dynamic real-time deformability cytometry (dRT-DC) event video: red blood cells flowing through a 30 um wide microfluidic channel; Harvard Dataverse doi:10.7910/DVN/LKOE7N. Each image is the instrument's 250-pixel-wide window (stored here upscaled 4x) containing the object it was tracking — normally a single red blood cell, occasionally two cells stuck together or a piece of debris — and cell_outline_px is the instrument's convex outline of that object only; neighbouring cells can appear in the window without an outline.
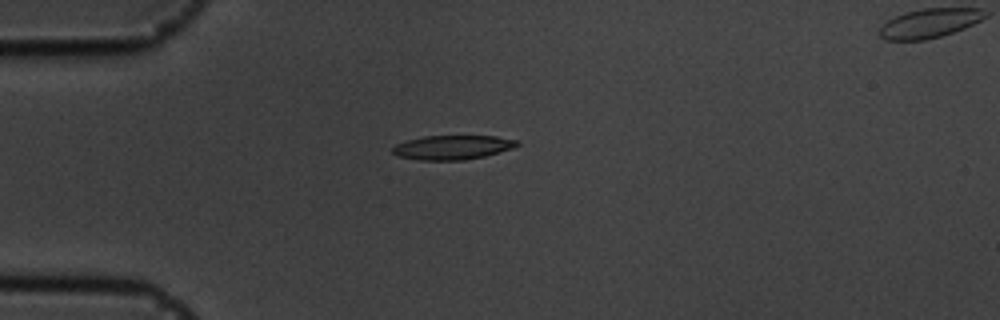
{"species": "common noctule bat (a hibernating species)", "species_latin": "Nyctalus noctula", "temperature_condition": "cold", "stored_images_in_passage": 43, "camera_frame_rate_fps": 3000, "um_per_image_px": 0.085, "animal": {"sex": "male", "body_mass_g": 19.5, "forearm_length_mm": 54.6}, "frame": {"image": 1, "passage_image": 1, "time_ms": 0.0, "image_size_px": [1000, 320], "cell_outline_px": [[520, 144], [512, 148], [484, 156], [464, 160], [420, 160], [400, 156], [392, 152], [392, 148], [396, 144], [408, 140], [424, 136], [496, 136], [520, 140]], "centroid_in_image_um": [38.49, 12.52], "position_along_channel_um": 46.5, "area_um2": 17.46}}
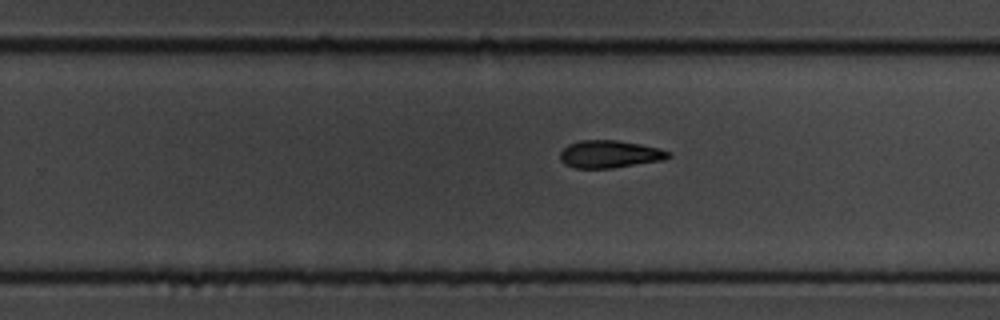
{"frame": {"image": 2, "passage_image": 22, "time_ms": 7.0, "image_size_px": [1000, 320], "cell_outline_px": [[672, 156], [664, 160], [612, 168], [576, 168], [564, 164], [560, 160], [560, 152], [568, 144], [580, 140], [616, 140], [640, 144], [660, 148], [672, 152]], "centroid_in_image_um": [51.84, 13.1], "position_along_channel_um": 278.0, "area_um2": 17.51}}
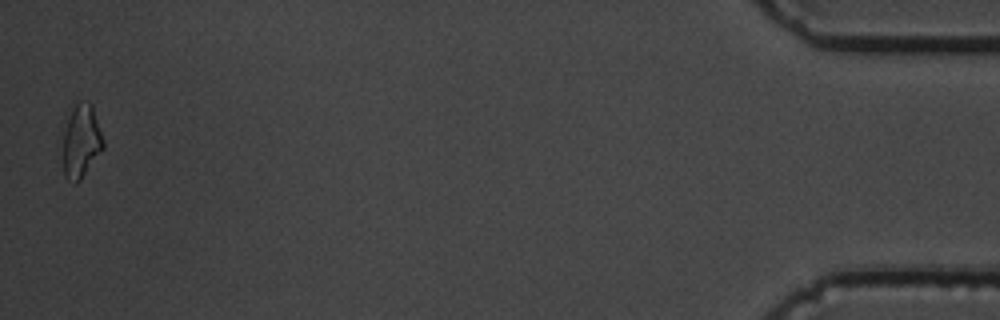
{"frame": {"image": 3, "passage_image": 42, "time_ms": 13.667, "image_size_px": [1000, 320], "cell_outline_px": [[104, 148], [80, 180], [76, 184], [64, 176], [56, 144], [64, 112], [80, 100], [88, 100], [92, 104], [104, 140]], "centroid_in_image_um": [6.73, 11.93], "position_along_channel_um": 428.5, "area_um2": 19.59}, "authors_computed_cell_mechanics": {"area_um2": 17.5134, "velocity_mm_per_s": 3.5677, "shape_relaxation_time_tau1_ms": 3.2215, "shape_relaxation_time_tau2_ms": null, "deformation_change_tau1": 0.1606, "deformation_change_tau2": null}}